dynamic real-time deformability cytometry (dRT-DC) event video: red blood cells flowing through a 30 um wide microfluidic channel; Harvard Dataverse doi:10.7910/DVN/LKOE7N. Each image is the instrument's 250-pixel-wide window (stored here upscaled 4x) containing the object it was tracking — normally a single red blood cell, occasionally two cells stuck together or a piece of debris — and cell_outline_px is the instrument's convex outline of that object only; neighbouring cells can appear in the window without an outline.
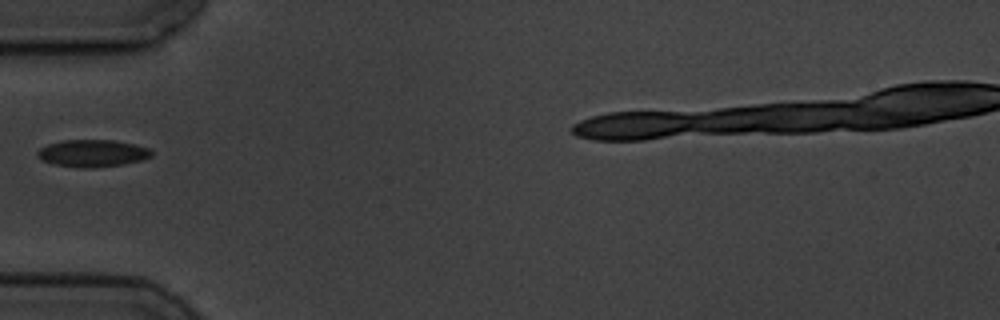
{"species": "common noctule bat (a hibernating species)", "species_latin": "Nyctalus noctula", "temperature_condition": "cold", "stored_images_in_passage": 1, "camera_frame_rate_fps": 3000, "um_per_image_px": 0.085, "animal": {"sex": "male", "body_mass_g": 19.5, "forearm_length_mm": 54.6}, "frame": {"image": 1, "passage_image": 1, "time_ms": 0.0, "image_size_px": [1000, 320], "cell_outline_px": [[152, 156], [140, 160], [124, 164], [92, 168], [84, 168], [52, 164], [36, 156], [36, 152], [40, 148], [48, 144], [64, 140], [112, 140], [132, 144], [148, 148], [152, 152]], "centroid_in_image_um": [7.83, 13.03], "position_along_channel_um": 77.2, "area_um2": 17.92}}